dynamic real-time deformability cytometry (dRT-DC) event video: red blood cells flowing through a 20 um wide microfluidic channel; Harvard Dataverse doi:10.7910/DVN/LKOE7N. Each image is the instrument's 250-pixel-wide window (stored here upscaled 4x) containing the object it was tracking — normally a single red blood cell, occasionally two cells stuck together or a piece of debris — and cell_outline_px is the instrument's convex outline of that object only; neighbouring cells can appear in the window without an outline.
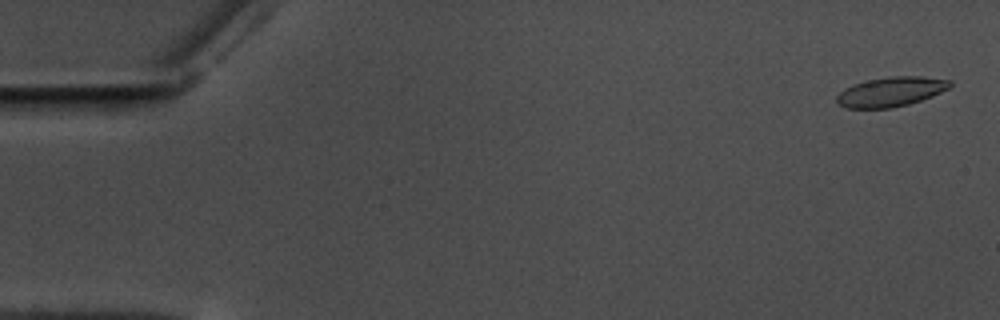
{"species": "common noctule bat (a hibernating species)", "species_latin": "Nyctalus noctula", "temperature_condition": "warm", "stored_images_in_passage": 58, "camera_frame_rate_fps": 3000, "um_per_image_px": 0.085, "animal": {"sex": "male", "body_mass_g": 17.5, "forearm_length_mm": 52.3}, "frame": {"image": 1, "passage_image": 2, "time_ms": 0.333, "image_size_px": [1000, 320], "cell_outline_px": [[952, 84], [948, 88], [932, 96], [908, 104], [892, 108], [848, 108], [836, 104], [836, 96], [844, 88], [852, 84], [868, 80], [888, 76], [920, 76], [952, 80]], "centroid_in_image_um": [75.69, 7.79], "position_along_channel_um": 9.3, "area_um2": 19.59}}
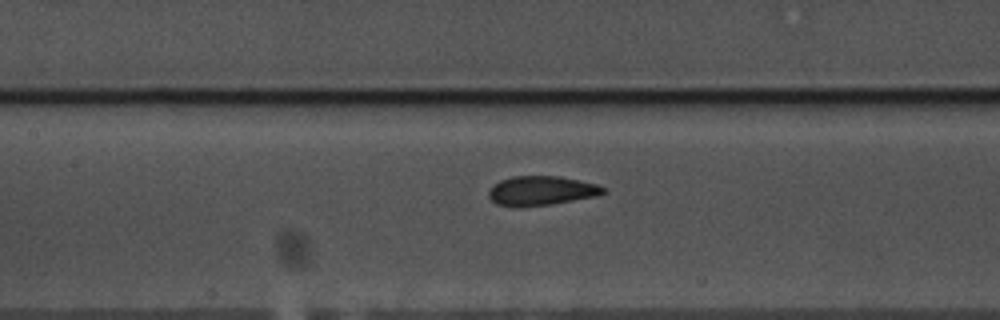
{"frame": {"image": 2, "passage_image": 27, "time_ms": 8.667, "image_size_px": [1000, 320], "cell_outline_px": [[608, 192], [596, 196], [552, 204], [516, 208], [496, 204], [488, 196], [488, 192], [492, 184], [500, 180], [512, 176], [556, 176], [596, 184], [608, 188]], "centroid_in_image_um": [45.98, 16.22], "position_along_channel_um": 161.4, "area_um2": 19.83}}
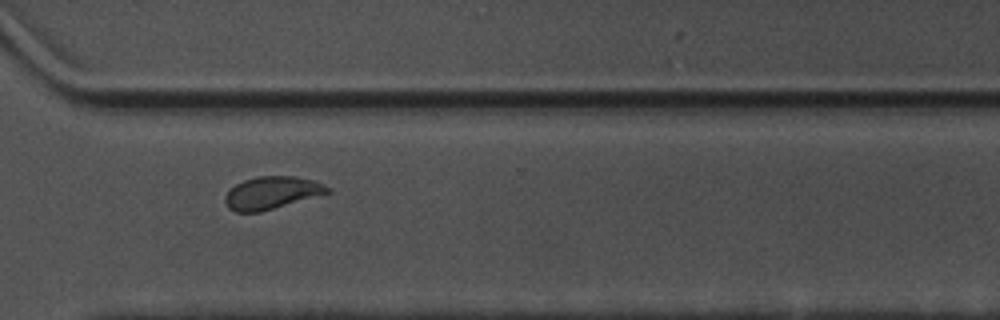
{"frame": {"image": 3, "passage_image": 43, "time_ms": 14.0, "image_size_px": [1000, 320], "cell_outline_px": [[332, 192], [260, 212], [236, 212], [228, 208], [224, 200], [224, 196], [236, 184], [244, 180], [256, 176], [292, 176], [316, 180], [332, 188]], "centroid_in_image_um": [23.13, 16.38], "position_along_channel_um": 347.5, "area_um2": 19.54}, "authors_computed_cell_mechanics": {"area_um2": 19.8543, "velocity_mm_per_s": 3.4981, "shape_relaxation_time_tau1_ms": 6.1924, "shape_relaxation_time_tau2_ms": null, "deformation_change_tau1": 0.1283, "deformation_change_tau2": null}}